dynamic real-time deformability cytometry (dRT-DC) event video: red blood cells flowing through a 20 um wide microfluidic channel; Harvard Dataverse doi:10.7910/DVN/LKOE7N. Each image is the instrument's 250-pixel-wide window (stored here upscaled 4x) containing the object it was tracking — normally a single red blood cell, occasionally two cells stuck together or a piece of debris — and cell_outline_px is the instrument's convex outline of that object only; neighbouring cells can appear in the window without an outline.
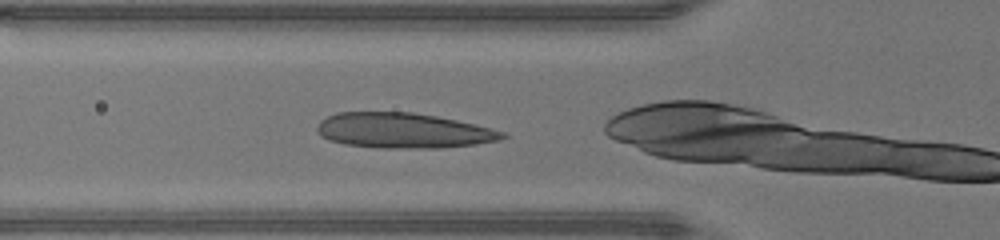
{"species": "human", "species_latin": "Homo sapiens", "temperature_condition": "warm", "stored_images_in_passage": 12, "camera_frame_rate_fps": 3000, "um_per_image_px": 0.085, "donor": {"sex": "male"}, "frame": {"image": 1, "passage_image": 6, "time_ms": 1.667, "image_size_px": [1000, 240], "cell_outline_px": [[508, 136], [500, 140], [476, 144], [440, 148], [376, 148], [344, 144], [328, 140], [320, 136], [316, 132], [316, 128], [320, 120], [336, 112], [412, 112], [436, 116], [476, 124], [504, 132]], "centroid_in_image_um": [34.24, 11.1], "position_along_channel_um": 91.6, "area_um2": 38.32}}